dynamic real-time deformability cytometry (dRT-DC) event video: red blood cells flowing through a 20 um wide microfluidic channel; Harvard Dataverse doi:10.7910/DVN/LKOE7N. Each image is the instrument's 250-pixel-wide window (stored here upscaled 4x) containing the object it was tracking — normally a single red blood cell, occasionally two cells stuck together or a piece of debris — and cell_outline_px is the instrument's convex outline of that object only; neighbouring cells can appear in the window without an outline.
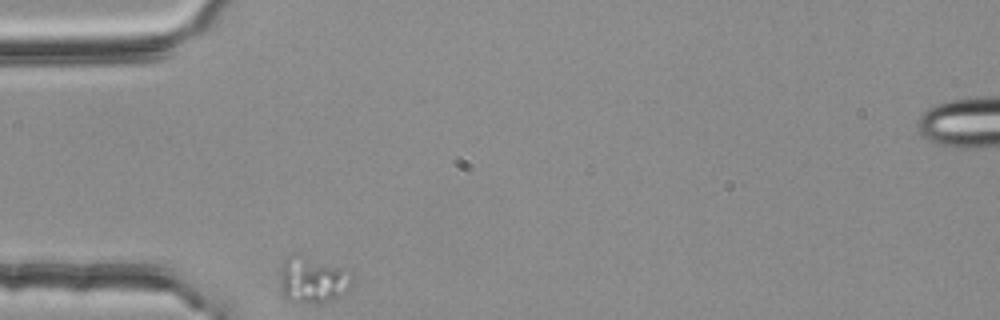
{"species": "common noctule bat (a hibernating species)", "species_latin": "Nyctalus noctula", "temperature_condition": "room temperature", "stored_images_in_passage": 32, "camera_frame_rate_fps": 3000, "um_per_image_px": 0.085, "animal": {"sex": "female", "body_mass_g": 25.1}, "frame": {"image": 1, "passage_image": 1, "time_ms": 0.0, "image_size_px": [1000, 320], "cell_outline_px": [[352, 284], [340, 296], [328, 300], [288, 300], [284, 296], [280, 288], [280, 272], [284, 260], [288, 256], [340, 268], [352, 272]], "centroid_in_image_um": [26.57, 23.83], "position_along_channel_um": 58.4, "area_um2": 17.74}}